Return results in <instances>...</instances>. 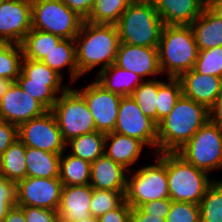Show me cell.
I'll use <instances>...</instances> for the list:
<instances>
[{"instance_id":"1f68e13d","label":"cell","mask_w":222,"mask_h":222,"mask_svg":"<svg viewBox=\"0 0 222 222\" xmlns=\"http://www.w3.org/2000/svg\"><path fill=\"white\" fill-rule=\"evenodd\" d=\"M23 58L21 44L0 40V78L16 82Z\"/></svg>"},{"instance_id":"74e56055","label":"cell","mask_w":222,"mask_h":222,"mask_svg":"<svg viewBox=\"0 0 222 222\" xmlns=\"http://www.w3.org/2000/svg\"><path fill=\"white\" fill-rule=\"evenodd\" d=\"M193 69L204 75L222 77V46L200 50Z\"/></svg>"},{"instance_id":"e0dca14e","label":"cell","mask_w":222,"mask_h":222,"mask_svg":"<svg viewBox=\"0 0 222 222\" xmlns=\"http://www.w3.org/2000/svg\"><path fill=\"white\" fill-rule=\"evenodd\" d=\"M178 79L181 82L182 95L208 109L216 102L222 90V77L204 75L194 69L182 73Z\"/></svg>"},{"instance_id":"836d02e7","label":"cell","mask_w":222,"mask_h":222,"mask_svg":"<svg viewBox=\"0 0 222 222\" xmlns=\"http://www.w3.org/2000/svg\"><path fill=\"white\" fill-rule=\"evenodd\" d=\"M168 79V83L158 81L157 124L173 110L176 101L182 95L180 80L172 77Z\"/></svg>"},{"instance_id":"3957f363","label":"cell","mask_w":222,"mask_h":222,"mask_svg":"<svg viewBox=\"0 0 222 222\" xmlns=\"http://www.w3.org/2000/svg\"><path fill=\"white\" fill-rule=\"evenodd\" d=\"M199 49L190 25H164L158 45L161 72L178 78L194 68Z\"/></svg>"},{"instance_id":"f546056e","label":"cell","mask_w":222,"mask_h":222,"mask_svg":"<svg viewBox=\"0 0 222 222\" xmlns=\"http://www.w3.org/2000/svg\"><path fill=\"white\" fill-rule=\"evenodd\" d=\"M21 73L29 79V82L45 83L56 94L61 89L65 92L69 87L61 88L62 77L55 70L49 68L42 61L23 59L21 64Z\"/></svg>"},{"instance_id":"9c48e42d","label":"cell","mask_w":222,"mask_h":222,"mask_svg":"<svg viewBox=\"0 0 222 222\" xmlns=\"http://www.w3.org/2000/svg\"><path fill=\"white\" fill-rule=\"evenodd\" d=\"M186 162L206 172L222 167V127L208 120L176 152Z\"/></svg>"},{"instance_id":"e575fe53","label":"cell","mask_w":222,"mask_h":222,"mask_svg":"<svg viewBox=\"0 0 222 222\" xmlns=\"http://www.w3.org/2000/svg\"><path fill=\"white\" fill-rule=\"evenodd\" d=\"M157 94L158 81L149 80L143 82L131 94L143 114L157 124Z\"/></svg>"},{"instance_id":"816d5d0a","label":"cell","mask_w":222,"mask_h":222,"mask_svg":"<svg viewBox=\"0 0 222 222\" xmlns=\"http://www.w3.org/2000/svg\"><path fill=\"white\" fill-rule=\"evenodd\" d=\"M78 222H97V219L95 217H92L91 215L87 218H83Z\"/></svg>"},{"instance_id":"d6986e66","label":"cell","mask_w":222,"mask_h":222,"mask_svg":"<svg viewBox=\"0 0 222 222\" xmlns=\"http://www.w3.org/2000/svg\"><path fill=\"white\" fill-rule=\"evenodd\" d=\"M164 25H191L207 6V0H155Z\"/></svg>"},{"instance_id":"8d00e7d4","label":"cell","mask_w":222,"mask_h":222,"mask_svg":"<svg viewBox=\"0 0 222 222\" xmlns=\"http://www.w3.org/2000/svg\"><path fill=\"white\" fill-rule=\"evenodd\" d=\"M16 82L22 88L23 92L35 98L47 110H52L57 101L58 95L45 83L29 82L22 73L17 77Z\"/></svg>"},{"instance_id":"cb8c5ba5","label":"cell","mask_w":222,"mask_h":222,"mask_svg":"<svg viewBox=\"0 0 222 222\" xmlns=\"http://www.w3.org/2000/svg\"><path fill=\"white\" fill-rule=\"evenodd\" d=\"M61 154L26 147L27 177H59Z\"/></svg>"},{"instance_id":"c3c4849f","label":"cell","mask_w":222,"mask_h":222,"mask_svg":"<svg viewBox=\"0 0 222 222\" xmlns=\"http://www.w3.org/2000/svg\"><path fill=\"white\" fill-rule=\"evenodd\" d=\"M3 222H26L23 209L17 205L13 206Z\"/></svg>"},{"instance_id":"b9f144b4","label":"cell","mask_w":222,"mask_h":222,"mask_svg":"<svg viewBox=\"0 0 222 222\" xmlns=\"http://www.w3.org/2000/svg\"><path fill=\"white\" fill-rule=\"evenodd\" d=\"M18 139V126L0 120V156Z\"/></svg>"},{"instance_id":"f35d334b","label":"cell","mask_w":222,"mask_h":222,"mask_svg":"<svg viewBox=\"0 0 222 222\" xmlns=\"http://www.w3.org/2000/svg\"><path fill=\"white\" fill-rule=\"evenodd\" d=\"M166 222H200L199 205L190 202L172 201Z\"/></svg>"},{"instance_id":"5bb4252c","label":"cell","mask_w":222,"mask_h":222,"mask_svg":"<svg viewBox=\"0 0 222 222\" xmlns=\"http://www.w3.org/2000/svg\"><path fill=\"white\" fill-rule=\"evenodd\" d=\"M31 29V0L0 2V40L21 44Z\"/></svg>"},{"instance_id":"9a60e30c","label":"cell","mask_w":222,"mask_h":222,"mask_svg":"<svg viewBox=\"0 0 222 222\" xmlns=\"http://www.w3.org/2000/svg\"><path fill=\"white\" fill-rule=\"evenodd\" d=\"M48 111L35 98L23 92L17 82H13L0 99V120L19 126Z\"/></svg>"},{"instance_id":"f907efd6","label":"cell","mask_w":222,"mask_h":222,"mask_svg":"<svg viewBox=\"0 0 222 222\" xmlns=\"http://www.w3.org/2000/svg\"><path fill=\"white\" fill-rule=\"evenodd\" d=\"M14 81L0 78V99L6 94Z\"/></svg>"},{"instance_id":"8992f818","label":"cell","mask_w":222,"mask_h":222,"mask_svg":"<svg viewBox=\"0 0 222 222\" xmlns=\"http://www.w3.org/2000/svg\"><path fill=\"white\" fill-rule=\"evenodd\" d=\"M32 29L45 31L62 39H75L83 19L62 0H31Z\"/></svg>"},{"instance_id":"44dd1931","label":"cell","mask_w":222,"mask_h":222,"mask_svg":"<svg viewBox=\"0 0 222 222\" xmlns=\"http://www.w3.org/2000/svg\"><path fill=\"white\" fill-rule=\"evenodd\" d=\"M190 26L199 51L222 46V17L208 6Z\"/></svg>"},{"instance_id":"d6a6232c","label":"cell","mask_w":222,"mask_h":222,"mask_svg":"<svg viewBox=\"0 0 222 222\" xmlns=\"http://www.w3.org/2000/svg\"><path fill=\"white\" fill-rule=\"evenodd\" d=\"M199 208L200 222H222V180L209 185Z\"/></svg>"},{"instance_id":"8fae6325","label":"cell","mask_w":222,"mask_h":222,"mask_svg":"<svg viewBox=\"0 0 222 222\" xmlns=\"http://www.w3.org/2000/svg\"><path fill=\"white\" fill-rule=\"evenodd\" d=\"M114 132L136 138L157 151V124L143 114L131 95L121 98Z\"/></svg>"},{"instance_id":"4316f807","label":"cell","mask_w":222,"mask_h":222,"mask_svg":"<svg viewBox=\"0 0 222 222\" xmlns=\"http://www.w3.org/2000/svg\"><path fill=\"white\" fill-rule=\"evenodd\" d=\"M61 39L52 33L31 29L21 43L23 59L42 61Z\"/></svg>"},{"instance_id":"ab89813d","label":"cell","mask_w":222,"mask_h":222,"mask_svg":"<svg viewBox=\"0 0 222 222\" xmlns=\"http://www.w3.org/2000/svg\"><path fill=\"white\" fill-rule=\"evenodd\" d=\"M16 182L0 177V222L16 205Z\"/></svg>"},{"instance_id":"f5cc1de1","label":"cell","mask_w":222,"mask_h":222,"mask_svg":"<svg viewBox=\"0 0 222 222\" xmlns=\"http://www.w3.org/2000/svg\"><path fill=\"white\" fill-rule=\"evenodd\" d=\"M155 0H132V3H154Z\"/></svg>"},{"instance_id":"f6af8a7d","label":"cell","mask_w":222,"mask_h":222,"mask_svg":"<svg viewBox=\"0 0 222 222\" xmlns=\"http://www.w3.org/2000/svg\"><path fill=\"white\" fill-rule=\"evenodd\" d=\"M73 12L84 21L89 17L94 0H62Z\"/></svg>"},{"instance_id":"6da1fadb","label":"cell","mask_w":222,"mask_h":222,"mask_svg":"<svg viewBox=\"0 0 222 222\" xmlns=\"http://www.w3.org/2000/svg\"><path fill=\"white\" fill-rule=\"evenodd\" d=\"M209 120V109L183 95L157 124V153L177 152Z\"/></svg>"},{"instance_id":"603a6c76","label":"cell","mask_w":222,"mask_h":222,"mask_svg":"<svg viewBox=\"0 0 222 222\" xmlns=\"http://www.w3.org/2000/svg\"><path fill=\"white\" fill-rule=\"evenodd\" d=\"M110 73H112V75ZM141 79L137 74L118 67L114 63L100 70L96 81L106 90L121 96H129L143 82Z\"/></svg>"},{"instance_id":"60d3db41","label":"cell","mask_w":222,"mask_h":222,"mask_svg":"<svg viewBox=\"0 0 222 222\" xmlns=\"http://www.w3.org/2000/svg\"><path fill=\"white\" fill-rule=\"evenodd\" d=\"M24 211L26 222H60L58 211L41 207L25 206Z\"/></svg>"},{"instance_id":"681fc988","label":"cell","mask_w":222,"mask_h":222,"mask_svg":"<svg viewBox=\"0 0 222 222\" xmlns=\"http://www.w3.org/2000/svg\"><path fill=\"white\" fill-rule=\"evenodd\" d=\"M207 6L222 17V0H207Z\"/></svg>"},{"instance_id":"bcb514c9","label":"cell","mask_w":222,"mask_h":222,"mask_svg":"<svg viewBox=\"0 0 222 222\" xmlns=\"http://www.w3.org/2000/svg\"><path fill=\"white\" fill-rule=\"evenodd\" d=\"M130 222H166L163 215L144 213L139 207L131 208Z\"/></svg>"},{"instance_id":"52a82bcc","label":"cell","mask_w":222,"mask_h":222,"mask_svg":"<svg viewBox=\"0 0 222 222\" xmlns=\"http://www.w3.org/2000/svg\"><path fill=\"white\" fill-rule=\"evenodd\" d=\"M65 143L96 131L94 119L84 98L72 88L61 92L52 110Z\"/></svg>"},{"instance_id":"7a4b0ae2","label":"cell","mask_w":222,"mask_h":222,"mask_svg":"<svg viewBox=\"0 0 222 222\" xmlns=\"http://www.w3.org/2000/svg\"><path fill=\"white\" fill-rule=\"evenodd\" d=\"M76 63L80 76L103 63V70L115 63L120 46L116 25L83 21L75 37Z\"/></svg>"},{"instance_id":"7402d4cb","label":"cell","mask_w":222,"mask_h":222,"mask_svg":"<svg viewBox=\"0 0 222 222\" xmlns=\"http://www.w3.org/2000/svg\"><path fill=\"white\" fill-rule=\"evenodd\" d=\"M108 140H111V143L108 144ZM144 145L143 142L136 138L110 132L105 137V147L109 146V149L106 151L105 148L104 153L129 172V166L139 158Z\"/></svg>"},{"instance_id":"277c9868","label":"cell","mask_w":222,"mask_h":222,"mask_svg":"<svg viewBox=\"0 0 222 222\" xmlns=\"http://www.w3.org/2000/svg\"><path fill=\"white\" fill-rule=\"evenodd\" d=\"M121 43L158 48L164 23L152 3H131L116 24Z\"/></svg>"},{"instance_id":"4fadbf2b","label":"cell","mask_w":222,"mask_h":222,"mask_svg":"<svg viewBox=\"0 0 222 222\" xmlns=\"http://www.w3.org/2000/svg\"><path fill=\"white\" fill-rule=\"evenodd\" d=\"M83 89L75 90L84 98L92 113L96 131L105 134L114 132L122 96L106 90L97 81Z\"/></svg>"},{"instance_id":"5b68a950","label":"cell","mask_w":222,"mask_h":222,"mask_svg":"<svg viewBox=\"0 0 222 222\" xmlns=\"http://www.w3.org/2000/svg\"><path fill=\"white\" fill-rule=\"evenodd\" d=\"M166 173L169 198L174 202L199 205L213 182L205 170L186 162L176 152H166Z\"/></svg>"},{"instance_id":"484cf974","label":"cell","mask_w":222,"mask_h":222,"mask_svg":"<svg viewBox=\"0 0 222 222\" xmlns=\"http://www.w3.org/2000/svg\"><path fill=\"white\" fill-rule=\"evenodd\" d=\"M49 68L55 70L58 74L64 66L70 67L71 81L80 78L76 63V43L75 39H61L50 53L42 60Z\"/></svg>"},{"instance_id":"d4e9b609","label":"cell","mask_w":222,"mask_h":222,"mask_svg":"<svg viewBox=\"0 0 222 222\" xmlns=\"http://www.w3.org/2000/svg\"><path fill=\"white\" fill-rule=\"evenodd\" d=\"M0 177L16 183L27 177L26 146L19 139L0 156Z\"/></svg>"},{"instance_id":"ffe728a7","label":"cell","mask_w":222,"mask_h":222,"mask_svg":"<svg viewBox=\"0 0 222 222\" xmlns=\"http://www.w3.org/2000/svg\"><path fill=\"white\" fill-rule=\"evenodd\" d=\"M125 170L104 153L91 163L90 186L101 190L126 191L129 178Z\"/></svg>"},{"instance_id":"83f0119b","label":"cell","mask_w":222,"mask_h":222,"mask_svg":"<svg viewBox=\"0 0 222 222\" xmlns=\"http://www.w3.org/2000/svg\"><path fill=\"white\" fill-rule=\"evenodd\" d=\"M91 163L68 154L60 157L59 178L63 186H77L90 184Z\"/></svg>"},{"instance_id":"4dcf8cb0","label":"cell","mask_w":222,"mask_h":222,"mask_svg":"<svg viewBox=\"0 0 222 222\" xmlns=\"http://www.w3.org/2000/svg\"><path fill=\"white\" fill-rule=\"evenodd\" d=\"M132 0H94L86 21L96 24L116 25Z\"/></svg>"},{"instance_id":"7c38bea8","label":"cell","mask_w":222,"mask_h":222,"mask_svg":"<svg viewBox=\"0 0 222 222\" xmlns=\"http://www.w3.org/2000/svg\"><path fill=\"white\" fill-rule=\"evenodd\" d=\"M63 184L59 177H26L16 183V205L58 211Z\"/></svg>"},{"instance_id":"ee69618b","label":"cell","mask_w":222,"mask_h":222,"mask_svg":"<svg viewBox=\"0 0 222 222\" xmlns=\"http://www.w3.org/2000/svg\"><path fill=\"white\" fill-rule=\"evenodd\" d=\"M171 205H172V200L170 198H163L156 201L143 203L139 206V208L144 213L163 215V218L166 219Z\"/></svg>"},{"instance_id":"ba28073f","label":"cell","mask_w":222,"mask_h":222,"mask_svg":"<svg viewBox=\"0 0 222 222\" xmlns=\"http://www.w3.org/2000/svg\"><path fill=\"white\" fill-rule=\"evenodd\" d=\"M158 155L155 165L141 168L127 180L125 201L131 208L150 201L169 198L166 152Z\"/></svg>"},{"instance_id":"7bdbcfd3","label":"cell","mask_w":222,"mask_h":222,"mask_svg":"<svg viewBox=\"0 0 222 222\" xmlns=\"http://www.w3.org/2000/svg\"><path fill=\"white\" fill-rule=\"evenodd\" d=\"M131 207L124 200L114 210L99 216L97 222H130Z\"/></svg>"},{"instance_id":"ac0fdd59","label":"cell","mask_w":222,"mask_h":222,"mask_svg":"<svg viewBox=\"0 0 222 222\" xmlns=\"http://www.w3.org/2000/svg\"><path fill=\"white\" fill-rule=\"evenodd\" d=\"M92 195L90 184L63 186L58 208L60 222H78L89 217Z\"/></svg>"},{"instance_id":"7dc6e473","label":"cell","mask_w":222,"mask_h":222,"mask_svg":"<svg viewBox=\"0 0 222 222\" xmlns=\"http://www.w3.org/2000/svg\"><path fill=\"white\" fill-rule=\"evenodd\" d=\"M209 120L222 127V90L216 102L209 108Z\"/></svg>"},{"instance_id":"d590c367","label":"cell","mask_w":222,"mask_h":222,"mask_svg":"<svg viewBox=\"0 0 222 222\" xmlns=\"http://www.w3.org/2000/svg\"><path fill=\"white\" fill-rule=\"evenodd\" d=\"M126 191H110L93 188L90 204V215L98 218L106 212L114 210L125 200Z\"/></svg>"},{"instance_id":"f1b7e54d","label":"cell","mask_w":222,"mask_h":222,"mask_svg":"<svg viewBox=\"0 0 222 222\" xmlns=\"http://www.w3.org/2000/svg\"><path fill=\"white\" fill-rule=\"evenodd\" d=\"M105 137V133L94 131L73 138L66 145L72 148L70 154L92 163L104 154Z\"/></svg>"},{"instance_id":"30bf717a","label":"cell","mask_w":222,"mask_h":222,"mask_svg":"<svg viewBox=\"0 0 222 222\" xmlns=\"http://www.w3.org/2000/svg\"><path fill=\"white\" fill-rule=\"evenodd\" d=\"M18 139L26 146L55 154L66 149L55 115L51 110L18 126Z\"/></svg>"},{"instance_id":"2e32d148","label":"cell","mask_w":222,"mask_h":222,"mask_svg":"<svg viewBox=\"0 0 222 222\" xmlns=\"http://www.w3.org/2000/svg\"><path fill=\"white\" fill-rule=\"evenodd\" d=\"M115 64L141 78L161 73L158 48L120 43Z\"/></svg>"}]
</instances>
